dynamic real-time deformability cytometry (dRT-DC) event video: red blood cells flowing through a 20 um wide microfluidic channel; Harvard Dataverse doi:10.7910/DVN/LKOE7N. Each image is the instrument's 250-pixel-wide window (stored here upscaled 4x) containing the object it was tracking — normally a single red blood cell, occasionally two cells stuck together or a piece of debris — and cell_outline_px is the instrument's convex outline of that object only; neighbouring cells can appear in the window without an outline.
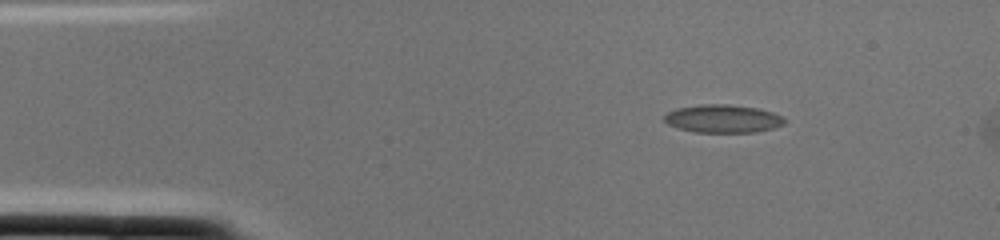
{"species": "common noctule bat (a hibernating species)", "species_latin": "Nyctalus noctula", "temperature_condition": "cold", "stored_images_in_passage": 2, "camera_frame_rate_fps": 3000, "um_per_image_px": 0.085, "animal": {"sex": "female", "body_mass_g": 22.0, "forearm_length_mm": 56.7}, "frame": {"image": 1, "passage_image": 1, "time_ms": 0.0, "image_size_px": [1000, 240], "cell_outline_px": [[788, 120], [784, 124], [772, 128], [756, 132], [692, 132], [676, 128], [668, 124], [664, 120], [664, 116], [668, 112], [676, 108], [700, 104], [724, 104], [756, 108], [772, 112], [784, 116]], "centroid_in_image_um": [61.44, 10.09], "position_along_channel_um": 23.6, "area_um2": 19.77}}